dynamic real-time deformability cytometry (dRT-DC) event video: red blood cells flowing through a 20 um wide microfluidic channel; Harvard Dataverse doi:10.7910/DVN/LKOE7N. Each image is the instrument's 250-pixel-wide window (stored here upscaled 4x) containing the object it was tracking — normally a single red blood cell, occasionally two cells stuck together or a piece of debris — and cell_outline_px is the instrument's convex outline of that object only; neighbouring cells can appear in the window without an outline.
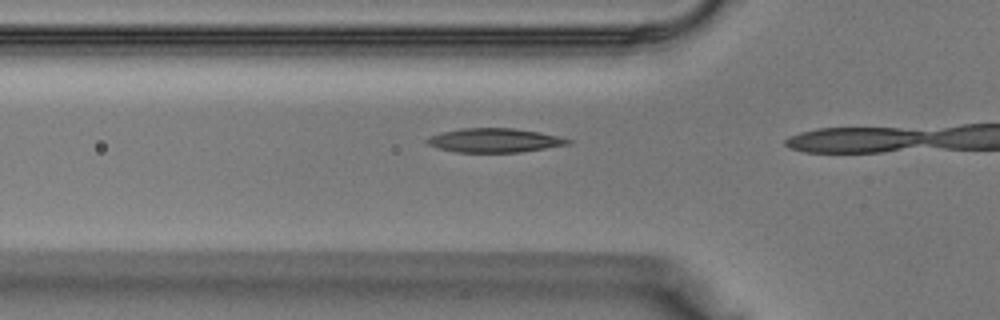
{"species": "Egyptian fruit bat (a non-hibernating species)", "species_latin": "Rousettus aegyptiacus", "temperature_condition": "warm", "stored_images_in_passage": 5, "camera_frame_rate_fps": 3000, "um_per_image_px": 0.085, "animal": {"sex": "male"}, "frame": {"image": 1, "passage_image": 4, "time_ms": 1.0, "image_size_px": [1000, 320], "cell_outline_px": [[572, 144], [520, 152], [456, 152], [436, 148], [428, 144], [424, 140], [432, 136], [444, 132], [464, 128], [512, 128], [540, 132], [572, 140]], "centroid_in_image_um": [42.05, 11.93], "position_along_channel_um": 83.8, "area_um2": 19.59}}